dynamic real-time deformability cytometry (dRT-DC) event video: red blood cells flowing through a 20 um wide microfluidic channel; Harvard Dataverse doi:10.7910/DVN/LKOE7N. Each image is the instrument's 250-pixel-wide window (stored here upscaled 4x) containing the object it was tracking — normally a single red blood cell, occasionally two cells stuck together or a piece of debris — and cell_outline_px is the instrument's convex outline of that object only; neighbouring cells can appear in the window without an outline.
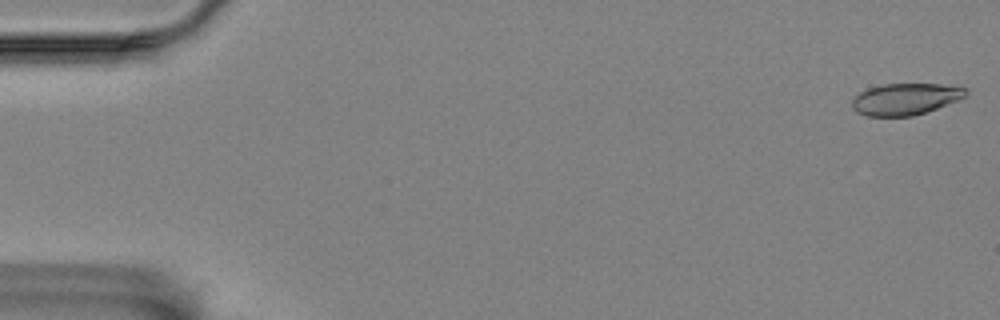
{"species": "Egyptian fruit bat (a non-hibernating species)", "species_latin": "Rousettus aegyptiacus", "temperature_condition": "room temperature", "stored_images_in_passage": 57, "camera_frame_rate_fps": 3000, "um_per_image_px": 0.085, "animal": {"sex": "female"}, "frame": {"image": 1, "passage_image": 1, "time_ms": 0.0, "image_size_px": [1000, 320], "cell_outline_px": [[968, 92], [964, 96], [956, 100], [936, 108], [912, 116], [868, 116], [856, 112], [852, 108], [852, 100], [860, 92], [868, 88], [880, 84], [940, 84], [968, 88]], "centroid_in_image_um": [76.92, 8.41], "position_along_channel_um": 8.1, "area_um2": 20.75}}
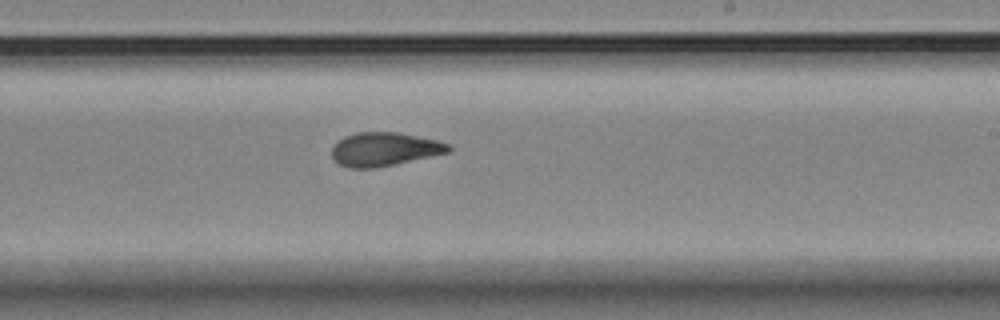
{"frame": {"image": 2, "passage_image": 34, "time_ms": 11.0, "image_size_px": [1000, 320], "cell_outline_px": [[452, 148], [448, 152], [432, 156], [396, 164], [376, 168], [348, 168], [332, 160], [332, 148], [344, 136], [356, 132], [400, 132], [436, 140], [448, 144]], "centroid_in_image_um": [32.65, 12.69], "position_along_channel_um": 256.3, "area_um2": 22.89}}
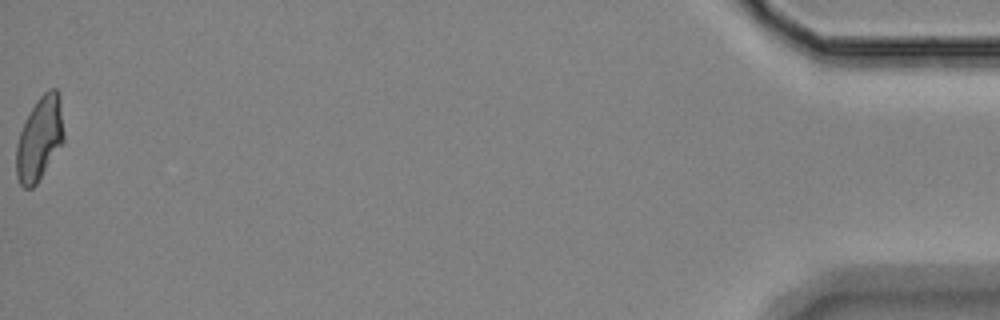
{"frame": {"image": 3, "passage_image": 57, "time_ms": 18.667, "image_size_px": [1000, 320], "cell_outline_px": [[64, 140], [36, 184], [32, 188], [24, 188], [20, 184], [16, 176], [16, 144], [20, 132], [36, 100], [48, 88], [56, 88], [60, 92], [64, 132]], "centroid_in_image_um": [3.37, 11.75], "position_along_channel_um": 431.8, "area_um2": 23.12}, "authors_computed_cell_mechanics": {"area_um2": 22.8888, "velocity_mm_per_s": 3.5207, "shape_relaxation_time_tau1_ms": 8.3747, "shape_relaxation_time_tau2_ms": 2.1956, "deformation_change_tau1": 0.1939, "deformation_change_tau2": 0.0846}}